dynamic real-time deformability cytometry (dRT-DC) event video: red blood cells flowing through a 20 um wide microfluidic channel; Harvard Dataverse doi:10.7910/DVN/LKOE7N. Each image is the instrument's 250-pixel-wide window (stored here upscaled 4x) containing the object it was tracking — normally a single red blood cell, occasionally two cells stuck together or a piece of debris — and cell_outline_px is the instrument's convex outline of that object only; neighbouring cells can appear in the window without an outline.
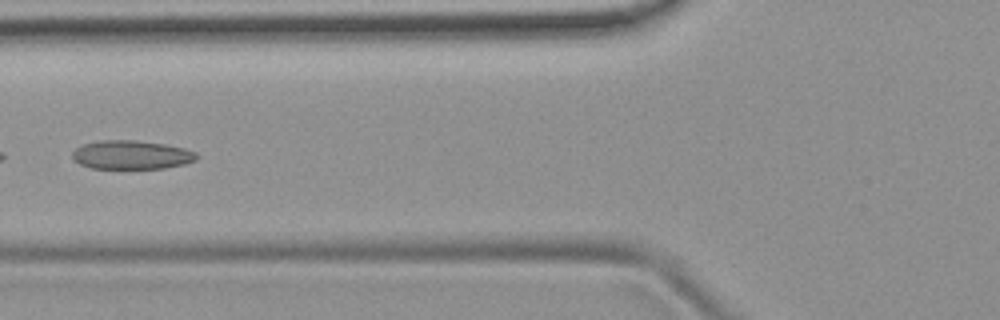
{"species": "common noctule bat (a hibernating species)", "species_latin": "Nyctalus noctula", "temperature_condition": "room temperature", "stored_images_in_passage": 6, "camera_frame_rate_fps": 3000, "um_per_image_px": 0.085, "animal": {"sex": "female", "body_mass_g": 19.9}, "frame": {"image": 1, "passage_image": 5, "time_ms": 6.333, "image_size_px": [1000, 320], "cell_outline_px": [[200, 156], [196, 160], [184, 164], [164, 168], [92, 168], [80, 164], [72, 160], [72, 152], [76, 148], [84, 144], [100, 140], [136, 140], [164, 144], [184, 148], [196, 152]], "centroid_in_image_um": [11.18, 13.16], "position_along_channel_um": 114.6, "area_um2": 20.87}}
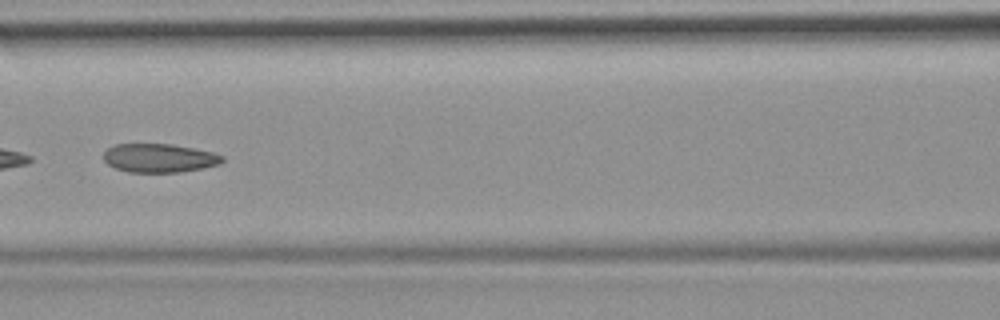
{"frame": {"image": 2, "passage_image": 6, "time_ms": 7.333, "image_size_px": [1000, 320], "cell_outline_px": [[224, 160], [220, 164], [204, 168], [180, 172], [128, 172], [116, 168], [108, 164], [104, 160], [104, 152], [112, 144], [172, 144], [212, 152], [224, 156]], "centroid_in_image_um": [13.54, 13.43], "position_along_channel_um": 153.1, "area_um2": 19.88}}